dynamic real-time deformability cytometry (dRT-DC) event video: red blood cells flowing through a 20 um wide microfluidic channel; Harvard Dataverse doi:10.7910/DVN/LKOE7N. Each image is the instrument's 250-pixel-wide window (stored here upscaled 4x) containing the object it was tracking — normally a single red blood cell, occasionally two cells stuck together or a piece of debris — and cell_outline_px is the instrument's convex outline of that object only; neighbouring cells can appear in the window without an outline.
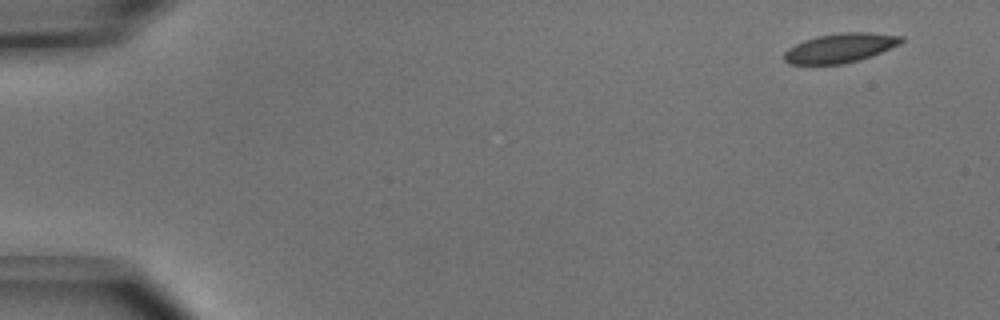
{"species": "common noctule bat (a hibernating species)", "species_latin": "Nyctalus noctula", "temperature_condition": "cold", "stored_images_in_passage": 49, "camera_frame_rate_fps": 3000, "um_per_image_px": 0.085, "animal": {"sex": "male", "body_mass_g": 15.6}, "frame": {"image": 1, "passage_image": 1, "time_ms": 0.0, "image_size_px": [1000, 320], "cell_outline_px": [[904, 40], [900, 44], [872, 56], [860, 60], [844, 64], [788, 64], [784, 60], [784, 52], [788, 48], [804, 40], [816, 36], [840, 32], [868, 32], [904, 36]], "centroid_in_image_um": [71.43, 4.07], "position_along_channel_um": 13.6, "area_um2": 20.17}}
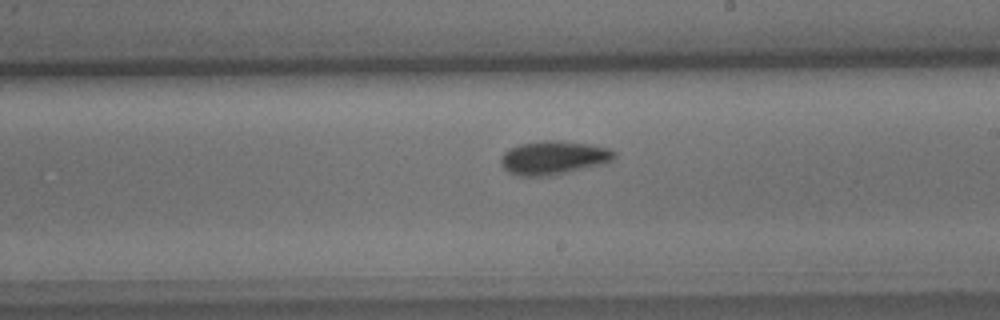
{"frame": {"image": 2, "passage_image": 28, "time_ms": 9.0, "image_size_px": [1000, 320], "cell_outline_px": [[616, 156], [612, 160], [604, 164], [552, 176], [520, 176], [508, 172], [500, 164], [500, 156], [508, 148], [520, 144], [544, 140], [560, 140], [592, 144], [608, 148], [616, 152]], "centroid_in_image_um": [47.05, 13.4], "position_along_channel_um": 242.0, "area_um2": 22.66}}
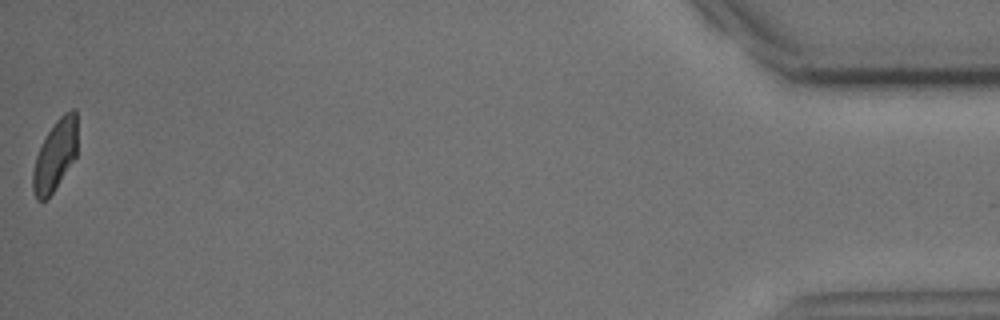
{"frame": {"image": 3, "passage_image": 49, "time_ms": 16.0, "image_size_px": [1000, 320], "cell_outline_px": [[76, 156], [52, 192], [44, 200], [36, 200], [32, 188], [32, 172], [36, 156], [48, 132], [56, 120], [64, 112], [72, 108], [76, 108]], "centroid_in_image_um": [4.67, 13.18], "position_along_channel_um": 430.5, "area_um2": 17.98}, "authors_computed_cell_mechanics": {"area_um2": 20.6346, "velocity_mm_per_s": 3.9406, "shape_relaxation_time_tau1_ms": 2.1429, "shape_relaxation_time_tau2_ms": 8.0373, "deformation_change_tau1": 0.0899, "deformation_change_tau2": 0.0901}}